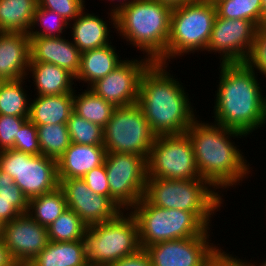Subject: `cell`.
I'll return each instance as SVG.
<instances>
[{"label":"cell","instance_id":"1","mask_svg":"<svg viewBox=\"0 0 266 266\" xmlns=\"http://www.w3.org/2000/svg\"><path fill=\"white\" fill-rule=\"evenodd\" d=\"M185 134L191 141L200 177L216 190H228L248 178L252 167L231 139L244 138L247 135L216 122H202L197 117Z\"/></svg>","mask_w":266,"mask_h":266},{"label":"cell","instance_id":"2","mask_svg":"<svg viewBox=\"0 0 266 266\" xmlns=\"http://www.w3.org/2000/svg\"><path fill=\"white\" fill-rule=\"evenodd\" d=\"M212 118L245 135L266 125V95L255 71L245 63H221Z\"/></svg>","mask_w":266,"mask_h":266},{"label":"cell","instance_id":"3","mask_svg":"<svg viewBox=\"0 0 266 266\" xmlns=\"http://www.w3.org/2000/svg\"><path fill=\"white\" fill-rule=\"evenodd\" d=\"M169 64L152 62L142 75L137 104L156 135L184 134L196 119V109Z\"/></svg>","mask_w":266,"mask_h":266},{"label":"cell","instance_id":"4","mask_svg":"<svg viewBox=\"0 0 266 266\" xmlns=\"http://www.w3.org/2000/svg\"><path fill=\"white\" fill-rule=\"evenodd\" d=\"M172 9L157 0H133L116 11L115 31L153 62L169 64L167 42Z\"/></svg>","mask_w":266,"mask_h":266},{"label":"cell","instance_id":"5","mask_svg":"<svg viewBox=\"0 0 266 266\" xmlns=\"http://www.w3.org/2000/svg\"><path fill=\"white\" fill-rule=\"evenodd\" d=\"M213 188V189H212ZM205 179H147L144 198L154 206L196 213L209 227L224 204L223 194Z\"/></svg>","mask_w":266,"mask_h":266},{"label":"cell","instance_id":"6","mask_svg":"<svg viewBox=\"0 0 266 266\" xmlns=\"http://www.w3.org/2000/svg\"><path fill=\"white\" fill-rule=\"evenodd\" d=\"M124 212L107 222L87 226L83 241L88 266H109L141 249L136 219L131 212Z\"/></svg>","mask_w":266,"mask_h":266},{"label":"cell","instance_id":"7","mask_svg":"<svg viewBox=\"0 0 266 266\" xmlns=\"http://www.w3.org/2000/svg\"><path fill=\"white\" fill-rule=\"evenodd\" d=\"M129 211L138 225L141 249L163 241L200 236L210 228L196 213L154 206L144 197Z\"/></svg>","mask_w":266,"mask_h":266},{"label":"cell","instance_id":"8","mask_svg":"<svg viewBox=\"0 0 266 266\" xmlns=\"http://www.w3.org/2000/svg\"><path fill=\"white\" fill-rule=\"evenodd\" d=\"M217 16L211 0H195L174 7L171 13L167 60L188 53L205 52Z\"/></svg>","mask_w":266,"mask_h":266},{"label":"cell","instance_id":"9","mask_svg":"<svg viewBox=\"0 0 266 266\" xmlns=\"http://www.w3.org/2000/svg\"><path fill=\"white\" fill-rule=\"evenodd\" d=\"M155 138L138 104L115 108L103 128L106 152L131 153L146 160Z\"/></svg>","mask_w":266,"mask_h":266},{"label":"cell","instance_id":"10","mask_svg":"<svg viewBox=\"0 0 266 266\" xmlns=\"http://www.w3.org/2000/svg\"><path fill=\"white\" fill-rule=\"evenodd\" d=\"M0 170L14 179L28 200L59 186L57 161L43 154L32 155L15 149L2 150Z\"/></svg>","mask_w":266,"mask_h":266},{"label":"cell","instance_id":"11","mask_svg":"<svg viewBox=\"0 0 266 266\" xmlns=\"http://www.w3.org/2000/svg\"><path fill=\"white\" fill-rule=\"evenodd\" d=\"M146 164L147 179H201L191 141L185 133L156 136Z\"/></svg>","mask_w":266,"mask_h":266},{"label":"cell","instance_id":"12","mask_svg":"<svg viewBox=\"0 0 266 266\" xmlns=\"http://www.w3.org/2000/svg\"><path fill=\"white\" fill-rule=\"evenodd\" d=\"M110 196L124 209L130 210L143 197L147 181V164L143 156L106 152Z\"/></svg>","mask_w":266,"mask_h":266},{"label":"cell","instance_id":"13","mask_svg":"<svg viewBox=\"0 0 266 266\" xmlns=\"http://www.w3.org/2000/svg\"><path fill=\"white\" fill-rule=\"evenodd\" d=\"M257 28L249 20L216 16L206 51L217 52L220 63H244L251 51Z\"/></svg>","mask_w":266,"mask_h":266},{"label":"cell","instance_id":"14","mask_svg":"<svg viewBox=\"0 0 266 266\" xmlns=\"http://www.w3.org/2000/svg\"><path fill=\"white\" fill-rule=\"evenodd\" d=\"M125 59L112 72L89 86L116 108L137 104L142 75L153 62L146 56L141 60Z\"/></svg>","mask_w":266,"mask_h":266},{"label":"cell","instance_id":"15","mask_svg":"<svg viewBox=\"0 0 266 266\" xmlns=\"http://www.w3.org/2000/svg\"><path fill=\"white\" fill-rule=\"evenodd\" d=\"M208 228L202 235L168 240L148 246L152 266H203L218 248L210 243Z\"/></svg>","mask_w":266,"mask_h":266},{"label":"cell","instance_id":"16","mask_svg":"<svg viewBox=\"0 0 266 266\" xmlns=\"http://www.w3.org/2000/svg\"><path fill=\"white\" fill-rule=\"evenodd\" d=\"M67 207L87 225L107 222L122 210L108 197L95 194L82 179H59Z\"/></svg>","mask_w":266,"mask_h":266},{"label":"cell","instance_id":"17","mask_svg":"<svg viewBox=\"0 0 266 266\" xmlns=\"http://www.w3.org/2000/svg\"><path fill=\"white\" fill-rule=\"evenodd\" d=\"M2 239L17 263H30L49 243L47 227L28 213L4 223Z\"/></svg>","mask_w":266,"mask_h":266},{"label":"cell","instance_id":"18","mask_svg":"<svg viewBox=\"0 0 266 266\" xmlns=\"http://www.w3.org/2000/svg\"><path fill=\"white\" fill-rule=\"evenodd\" d=\"M64 36H29L30 63H52L68 70L75 77L80 67L81 52Z\"/></svg>","mask_w":266,"mask_h":266},{"label":"cell","instance_id":"19","mask_svg":"<svg viewBox=\"0 0 266 266\" xmlns=\"http://www.w3.org/2000/svg\"><path fill=\"white\" fill-rule=\"evenodd\" d=\"M29 65L28 33L0 32V81L28 78Z\"/></svg>","mask_w":266,"mask_h":266},{"label":"cell","instance_id":"20","mask_svg":"<svg viewBox=\"0 0 266 266\" xmlns=\"http://www.w3.org/2000/svg\"><path fill=\"white\" fill-rule=\"evenodd\" d=\"M104 146L71 143L57 160L58 179H82L93 168L104 163Z\"/></svg>","mask_w":266,"mask_h":266},{"label":"cell","instance_id":"21","mask_svg":"<svg viewBox=\"0 0 266 266\" xmlns=\"http://www.w3.org/2000/svg\"><path fill=\"white\" fill-rule=\"evenodd\" d=\"M99 17L94 13L85 12L84 8L79 16L73 20V26L69 24L73 44L81 53L111 43V41L109 42L111 37L109 36L110 27H108V22L106 23L103 18Z\"/></svg>","mask_w":266,"mask_h":266},{"label":"cell","instance_id":"22","mask_svg":"<svg viewBox=\"0 0 266 266\" xmlns=\"http://www.w3.org/2000/svg\"><path fill=\"white\" fill-rule=\"evenodd\" d=\"M32 74V80L37 95L52 96L74 94L75 76L68 70L52 63H30L27 75Z\"/></svg>","mask_w":266,"mask_h":266},{"label":"cell","instance_id":"23","mask_svg":"<svg viewBox=\"0 0 266 266\" xmlns=\"http://www.w3.org/2000/svg\"><path fill=\"white\" fill-rule=\"evenodd\" d=\"M111 44L81 53L80 67L74 82L84 81L89 88V85L108 75L124 61L119 58L115 46Z\"/></svg>","mask_w":266,"mask_h":266},{"label":"cell","instance_id":"24","mask_svg":"<svg viewBox=\"0 0 266 266\" xmlns=\"http://www.w3.org/2000/svg\"><path fill=\"white\" fill-rule=\"evenodd\" d=\"M74 94L37 95L30 101L28 119L35 125L67 124L73 112Z\"/></svg>","mask_w":266,"mask_h":266},{"label":"cell","instance_id":"25","mask_svg":"<svg viewBox=\"0 0 266 266\" xmlns=\"http://www.w3.org/2000/svg\"><path fill=\"white\" fill-rule=\"evenodd\" d=\"M38 0H0V32L29 33Z\"/></svg>","mask_w":266,"mask_h":266},{"label":"cell","instance_id":"26","mask_svg":"<svg viewBox=\"0 0 266 266\" xmlns=\"http://www.w3.org/2000/svg\"><path fill=\"white\" fill-rule=\"evenodd\" d=\"M67 208L65 195L58 186L53 191L31 198L27 213L48 228Z\"/></svg>","mask_w":266,"mask_h":266},{"label":"cell","instance_id":"27","mask_svg":"<svg viewBox=\"0 0 266 266\" xmlns=\"http://www.w3.org/2000/svg\"><path fill=\"white\" fill-rule=\"evenodd\" d=\"M115 108L89 88L79 94L74 91L73 112L91 123L100 125L102 128L110 120Z\"/></svg>","mask_w":266,"mask_h":266},{"label":"cell","instance_id":"28","mask_svg":"<svg viewBox=\"0 0 266 266\" xmlns=\"http://www.w3.org/2000/svg\"><path fill=\"white\" fill-rule=\"evenodd\" d=\"M26 79L0 81V114L29 117L30 100L23 89Z\"/></svg>","mask_w":266,"mask_h":266},{"label":"cell","instance_id":"29","mask_svg":"<svg viewBox=\"0 0 266 266\" xmlns=\"http://www.w3.org/2000/svg\"><path fill=\"white\" fill-rule=\"evenodd\" d=\"M36 126L41 154L57 161L71 144L67 124Z\"/></svg>","mask_w":266,"mask_h":266},{"label":"cell","instance_id":"30","mask_svg":"<svg viewBox=\"0 0 266 266\" xmlns=\"http://www.w3.org/2000/svg\"><path fill=\"white\" fill-rule=\"evenodd\" d=\"M217 16L226 19H245L257 27L262 25V0H211Z\"/></svg>","mask_w":266,"mask_h":266},{"label":"cell","instance_id":"31","mask_svg":"<svg viewBox=\"0 0 266 266\" xmlns=\"http://www.w3.org/2000/svg\"><path fill=\"white\" fill-rule=\"evenodd\" d=\"M87 225L67 208L48 228V239L54 242L83 240Z\"/></svg>","mask_w":266,"mask_h":266},{"label":"cell","instance_id":"32","mask_svg":"<svg viewBox=\"0 0 266 266\" xmlns=\"http://www.w3.org/2000/svg\"><path fill=\"white\" fill-rule=\"evenodd\" d=\"M71 143L104 146L103 128L72 112L67 122Z\"/></svg>","mask_w":266,"mask_h":266},{"label":"cell","instance_id":"33","mask_svg":"<svg viewBox=\"0 0 266 266\" xmlns=\"http://www.w3.org/2000/svg\"><path fill=\"white\" fill-rule=\"evenodd\" d=\"M68 27L69 23L59 14L38 6L28 36L61 37Z\"/></svg>","mask_w":266,"mask_h":266},{"label":"cell","instance_id":"34","mask_svg":"<svg viewBox=\"0 0 266 266\" xmlns=\"http://www.w3.org/2000/svg\"><path fill=\"white\" fill-rule=\"evenodd\" d=\"M244 63L266 78V24L257 28L251 51Z\"/></svg>","mask_w":266,"mask_h":266},{"label":"cell","instance_id":"35","mask_svg":"<svg viewBox=\"0 0 266 266\" xmlns=\"http://www.w3.org/2000/svg\"><path fill=\"white\" fill-rule=\"evenodd\" d=\"M0 199L14 200V207L21 213H27L29 200L15 184L14 179L0 170Z\"/></svg>","mask_w":266,"mask_h":266},{"label":"cell","instance_id":"36","mask_svg":"<svg viewBox=\"0 0 266 266\" xmlns=\"http://www.w3.org/2000/svg\"><path fill=\"white\" fill-rule=\"evenodd\" d=\"M28 117L0 114V151L13 149L19 130Z\"/></svg>","mask_w":266,"mask_h":266},{"label":"cell","instance_id":"37","mask_svg":"<svg viewBox=\"0 0 266 266\" xmlns=\"http://www.w3.org/2000/svg\"><path fill=\"white\" fill-rule=\"evenodd\" d=\"M85 0H38V6L56 12L69 24L85 7Z\"/></svg>","mask_w":266,"mask_h":266},{"label":"cell","instance_id":"38","mask_svg":"<svg viewBox=\"0 0 266 266\" xmlns=\"http://www.w3.org/2000/svg\"><path fill=\"white\" fill-rule=\"evenodd\" d=\"M60 266H88L83 240L59 242Z\"/></svg>","mask_w":266,"mask_h":266},{"label":"cell","instance_id":"39","mask_svg":"<svg viewBox=\"0 0 266 266\" xmlns=\"http://www.w3.org/2000/svg\"><path fill=\"white\" fill-rule=\"evenodd\" d=\"M13 149L32 155L41 154L37 126L29 119H27L20 128L18 139H15Z\"/></svg>","mask_w":266,"mask_h":266},{"label":"cell","instance_id":"40","mask_svg":"<svg viewBox=\"0 0 266 266\" xmlns=\"http://www.w3.org/2000/svg\"><path fill=\"white\" fill-rule=\"evenodd\" d=\"M82 180L95 194L104 195L110 198L122 211L124 210L111 196L105 164L93 168L86 173Z\"/></svg>","mask_w":266,"mask_h":266},{"label":"cell","instance_id":"41","mask_svg":"<svg viewBox=\"0 0 266 266\" xmlns=\"http://www.w3.org/2000/svg\"><path fill=\"white\" fill-rule=\"evenodd\" d=\"M32 266H60L59 242L49 241L47 246L30 262Z\"/></svg>","mask_w":266,"mask_h":266},{"label":"cell","instance_id":"42","mask_svg":"<svg viewBox=\"0 0 266 266\" xmlns=\"http://www.w3.org/2000/svg\"><path fill=\"white\" fill-rule=\"evenodd\" d=\"M203 266H246L245 261L229 254L221 247L217 248L213 254L205 261Z\"/></svg>","mask_w":266,"mask_h":266},{"label":"cell","instance_id":"43","mask_svg":"<svg viewBox=\"0 0 266 266\" xmlns=\"http://www.w3.org/2000/svg\"><path fill=\"white\" fill-rule=\"evenodd\" d=\"M109 266H152V262L147 251L140 249L137 253L124 257Z\"/></svg>","mask_w":266,"mask_h":266},{"label":"cell","instance_id":"44","mask_svg":"<svg viewBox=\"0 0 266 266\" xmlns=\"http://www.w3.org/2000/svg\"><path fill=\"white\" fill-rule=\"evenodd\" d=\"M20 214L14 207V200L0 199V221L3 224L17 218Z\"/></svg>","mask_w":266,"mask_h":266},{"label":"cell","instance_id":"45","mask_svg":"<svg viewBox=\"0 0 266 266\" xmlns=\"http://www.w3.org/2000/svg\"><path fill=\"white\" fill-rule=\"evenodd\" d=\"M17 261L13 258L10 250L5 246V243L0 237V266H15Z\"/></svg>","mask_w":266,"mask_h":266},{"label":"cell","instance_id":"46","mask_svg":"<svg viewBox=\"0 0 266 266\" xmlns=\"http://www.w3.org/2000/svg\"><path fill=\"white\" fill-rule=\"evenodd\" d=\"M108 1H111V2H113V1H115L116 2V0H108ZM131 1H133V0H117V2L119 3V4H116V5H112V8L110 9L111 11H110V13L108 14V16L110 15V18H109V20H111V22L109 21V23H111V24H113L112 26H113V28H116V11L118 10V9H120L121 7H123L124 5H126V4H129ZM113 22V23H112Z\"/></svg>","mask_w":266,"mask_h":266},{"label":"cell","instance_id":"47","mask_svg":"<svg viewBox=\"0 0 266 266\" xmlns=\"http://www.w3.org/2000/svg\"><path fill=\"white\" fill-rule=\"evenodd\" d=\"M157 1L174 8L195 0H157Z\"/></svg>","mask_w":266,"mask_h":266},{"label":"cell","instance_id":"48","mask_svg":"<svg viewBox=\"0 0 266 266\" xmlns=\"http://www.w3.org/2000/svg\"><path fill=\"white\" fill-rule=\"evenodd\" d=\"M262 24H266V0H262Z\"/></svg>","mask_w":266,"mask_h":266},{"label":"cell","instance_id":"49","mask_svg":"<svg viewBox=\"0 0 266 266\" xmlns=\"http://www.w3.org/2000/svg\"><path fill=\"white\" fill-rule=\"evenodd\" d=\"M255 263V264H254ZM248 262L247 260H245V264H246V266H256L257 265V263L256 262ZM258 266V265H257ZM259 266H266V260L265 261H263L262 262V264L261 263H259Z\"/></svg>","mask_w":266,"mask_h":266},{"label":"cell","instance_id":"50","mask_svg":"<svg viewBox=\"0 0 266 266\" xmlns=\"http://www.w3.org/2000/svg\"><path fill=\"white\" fill-rule=\"evenodd\" d=\"M15 266H32L30 263H17Z\"/></svg>","mask_w":266,"mask_h":266},{"label":"cell","instance_id":"51","mask_svg":"<svg viewBox=\"0 0 266 266\" xmlns=\"http://www.w3.org/2000/svg\"><path fill=\"white\" fill-rule=\"evenodd\" d=\"M3 223L0 221V237H2V233H3Z\"/></svg>","mask_w":266,"mask_h":266}]
</instances>
